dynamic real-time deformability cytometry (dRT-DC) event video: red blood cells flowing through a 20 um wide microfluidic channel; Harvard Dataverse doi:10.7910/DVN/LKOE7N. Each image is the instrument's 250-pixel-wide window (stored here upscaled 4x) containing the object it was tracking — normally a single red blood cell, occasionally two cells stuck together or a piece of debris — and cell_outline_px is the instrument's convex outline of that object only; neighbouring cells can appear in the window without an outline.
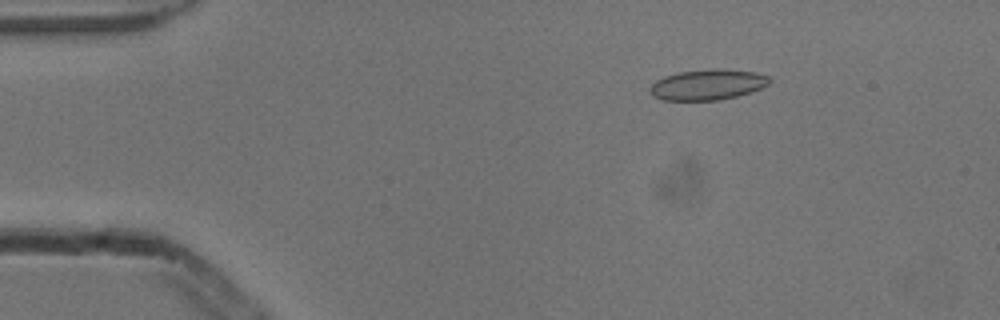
{"species": "common noctule bat (a hibernating species)", "species_latin": "Nyctalus noctula", "temperature_condition": "cold", "stored_images_in_passage": 4, "camera_frame_rate_fps": 3000, "um_per_image_px": 0.085, "animal": {"sex": "male", "body_mass_g": 13.3}, "frame": {"image": 1, "passage_image": 2, "time_ms": 0.333, "image_size_px": [1000, 320], "cell_outline_px": [[772, 80], [768, 84], [760, 88], [736, 96], [720, 100], [664, 100], [652, 96], [648, 88], [656, 80], [664, 76], [680, 72], [712, 68], [724, 68], [756, 72], [768, 76]], "centroid_in_image_um": [60.13, 7.18], "position_along_channel_um": 24.9, "area_um2": 21.39}}